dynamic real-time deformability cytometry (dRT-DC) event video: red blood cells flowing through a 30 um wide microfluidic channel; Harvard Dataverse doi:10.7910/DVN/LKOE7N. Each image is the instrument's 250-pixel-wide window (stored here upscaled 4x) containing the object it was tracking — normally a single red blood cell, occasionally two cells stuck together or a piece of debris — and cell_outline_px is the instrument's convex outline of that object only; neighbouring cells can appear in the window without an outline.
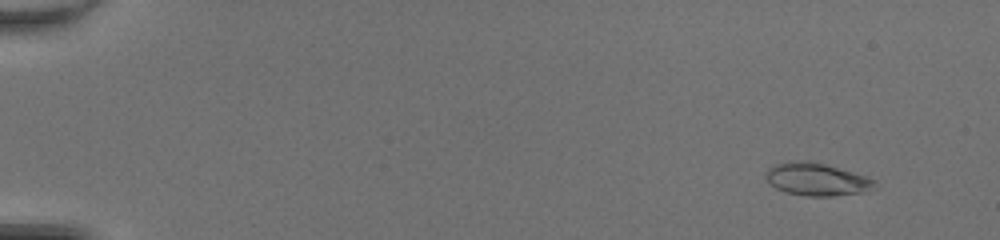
{"species": "common noctule bat (a hibernating species)", "species_latin": "Nyctalus noctula", "temperature_condition": "room temperature", "stored_images_in_passage": 47, "camera_frame_rate_fps": 3000, "um_per_image_px": 0.085, "animal": {"sex": "female", "body_mass_g": 20.0, "forearm_length_mm": 54.0}, "frame": {"image": 1, "passage_image": 2, "time_ms": 0.333, "image_size_px": [1000, 240], "cell_outline_px": [[876, 188], [868, 192], [832, 196], [808, 196], [784, 192], [768, 184], [764, 176], [764, 172], [768, 168], [776, 164], [792, 160], [812, 160], [852, 172], [876, 180]], "centroid_in_image_um": [69.39, 15.24], "position_along_channel_um": 15.6, "area_um2": 21.15}}
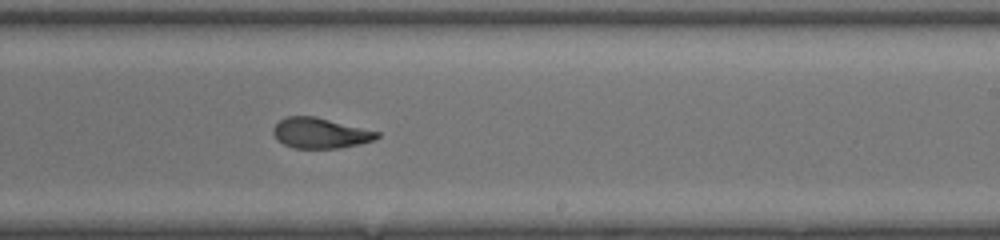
{"frame": {"image": 2, "passage_image": 30, "time_ms": 9.667, "image_size_px": [1000, 240], "cell_outline_px": [[380, 136], [372, 140], [340, 148], [292, 148], [276, 140], [272, 132], [272, 128], [284, 116], [316, 116], [380, 132]], "centroid_in_image_um": [27.17, 11.3], "position_along_channel_um": 261.8, "area_um2": 18.44}}
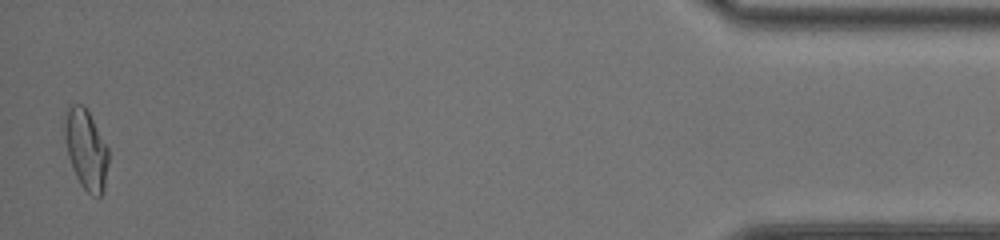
{"frame": {"image": 3, "passage_image": 47, "time_ms": 15.333, "image_size_px": [1000, 240], "cell_outline_px": [[108, 164], [104, 192], [100, 196], [92, 196], [80, 184], [72, 168], [68, 156], [64, 136], [64, 124], [68, 104], [84, 104], [108, 148]], "centroid_in_image_um": [7.31, 12.7], "position_along_channel_um": 427.9, "area_um2": 20.46}, "authors_computed_cell_mechanics": {"area_um2": 19.5942, "velocity_mm_per_s": 4.3219, "shape_relaxation_time_tau1_ms": 8.4165, "shape_relaxation_time_tau2_ms": 1.4397, "deformation_change_tau1": 0.2717, "deformation_change_tau2": 0.0842}}